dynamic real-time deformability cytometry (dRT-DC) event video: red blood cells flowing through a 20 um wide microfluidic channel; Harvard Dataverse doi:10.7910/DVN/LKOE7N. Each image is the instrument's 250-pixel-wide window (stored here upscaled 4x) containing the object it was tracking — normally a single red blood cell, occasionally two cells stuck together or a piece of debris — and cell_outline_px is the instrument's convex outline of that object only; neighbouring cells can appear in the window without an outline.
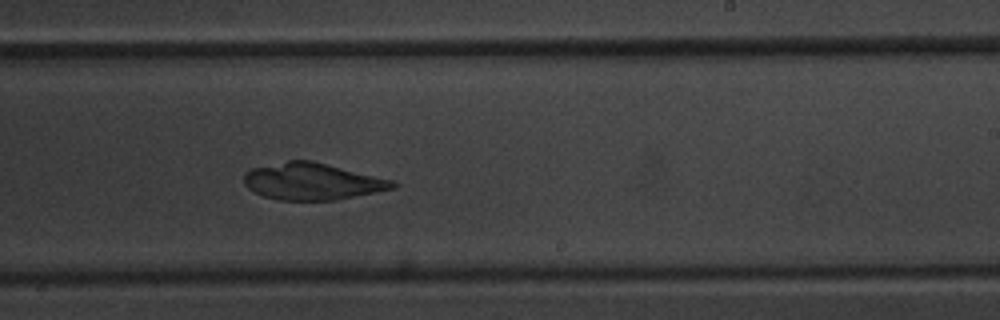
{"species": "common noctule bat (a hibernating species)", "species_latin": "Nyctalus noctula", "temperature_condition": "warm", "stored_images_in_passage": 40, "camera_frame_rate_fps": 3000, "um_per_image_px": 0.085, "animal": {"sex": "male", "body_mass_g": 20.1, "forearm_length_mm": 53.5}, "frame": {"image": 1, "passage_image": 21, "time_ms": 6.667, "image_size_px": [1000, 320], "cell_outline_px": [[396, 188], [336, 200], [280, 200], [264, 196], [248, 188], [244, 184], [244, 176], [252, 168], [288, 160], [312, 160], [392, 180], [396, 184]], "centroid_in_image_um": [26.54, 15.42], "position_along_channel_um": 262.5, "area_um2": 31.62}}